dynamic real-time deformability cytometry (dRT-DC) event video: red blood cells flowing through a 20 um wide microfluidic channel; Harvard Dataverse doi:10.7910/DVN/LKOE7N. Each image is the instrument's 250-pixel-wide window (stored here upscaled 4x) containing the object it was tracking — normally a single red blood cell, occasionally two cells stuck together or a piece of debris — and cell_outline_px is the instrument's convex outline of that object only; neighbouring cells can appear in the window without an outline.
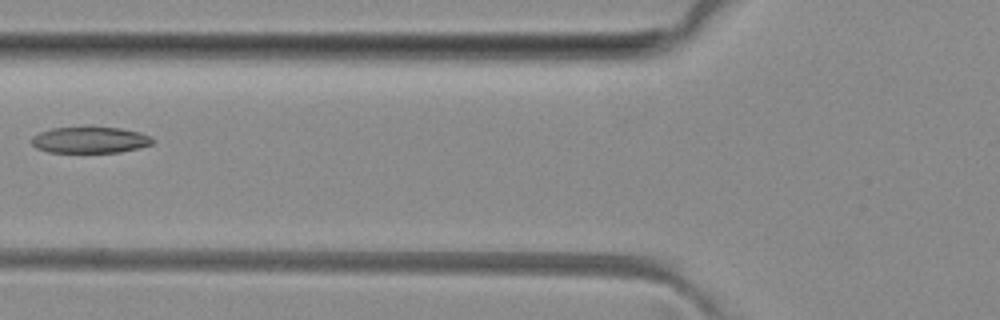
{"species": "common noctule bat (a hibernating species)", "species_latin": "Nyctalus noctula", "temperature_condition": "room temperature", "stored_images_in_passage": 7, "camera_frame_rate_fps": 3000, "um_per_image_px": 0.085, "animal": {"sex": "female", "body_mass_g": 29.2, "forearm_length_mm": 56.3}, "frame": {"image": 1, "passage_image": 6, "time_ms": 6.0, "image_size_px": [1000, 320], "cell_outline_px": [[156, 140], [152, 144], [120, 152], [48, 152], [36, 148], [32, 144], [32, 136], [40, 132], [52, 128], [84, 124], [92, 124], [120, 128], [140, 132], [152, 136]], "centroid_in_image_um": [7.66, 11.84], "position_along_channel_um": 118.1, "area_um2": 19.42}}
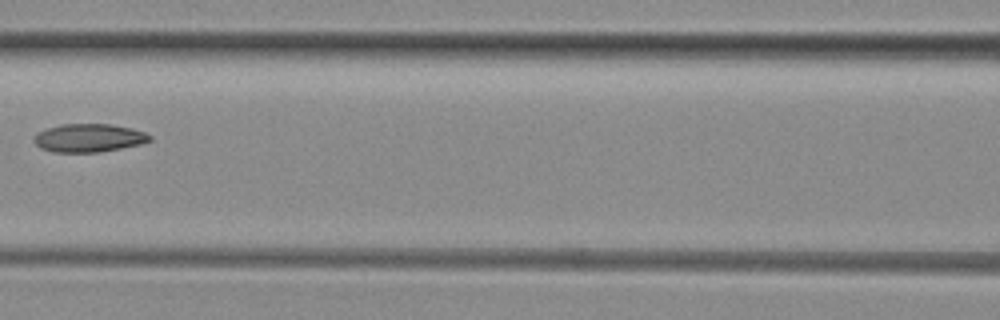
{"frame": {"image": 2, "passage_image": 7, "time_ms": 7.0, "image_size_px": [1000, 320], "cell_outline_px": [[152, 140], [140, 144], [120, 148], [96, 152], [52, 152], [40, 148], [32, 140], [36, 132], [60, 124], [108, 124], [132, 128], [144, 132], [152, 136]], "centroid_in_image_um": [7.52, 11.72], "position_along_channel_um": 159.1, "area_um2": 19.07}}